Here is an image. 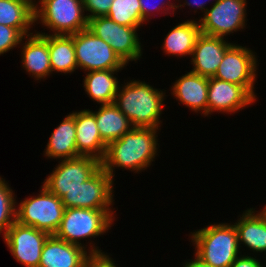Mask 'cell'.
<instances>
[{"instance_id": "1", "label": "cell", "mask_w": 266, "mask_h": 267, "mask_svg": "<svg viewBox=\"0 0 266 267\" xmlns=\"http://www.w3.org/2000/svg\"><path fill=\"white\" fill-rule=\"evenodd\" d=\"M161 129L133 127L120 139L111 141L106 146L101 167L113 178L115 169L121 168L141 173L151 166L159 149L158 134Z\"/></svg>"}, {"instance_id": "2", "label": "cell", "mask_w": 266, "mask_h": 267, "mask_svg": "<svg viewBox=\"0 0 266 267\" xmlns=\"http://www.w3.org/2000/svg\"><path fill=\"white\" fill-rule=\"evenodd\" d=\"M125 84V85H124ZM114 105L129 119L133 127L160 129L166 90L154 88L145 81L124 80Z\"/></svg>"}, {"instance_id": "3", "label": "cell", "mask_w": 266, "mask_h": 267, "mask_svg": "<svg viewBox=\"0 0 266 267\" xmlns=\"http://www.w3.org/2000/svg\"><path fill=\"white\" fill-rule=\"evenodd\" d=\"M116 211L112 209L65 208L61 224L54 234L66 242L87 248L90 254L105 253L91 239L106 234L114 224ZM91 242L81 243L84 239ZM90 238V239H89ZM94 243V244H93Z\"/></svg>"}, {"instance_id": "4", "label": "cell", "mask_w": 266, "mask_h": 267, "mask_svg": "<svg viewBox=\"0 0 266 267\" xmlns=\"http://www.w3.org/2000/svg\"><path fill=\"white\" fill-rule=\"evenodd\" d=\"M194 231L189 235L194 253L212 267H230L242 253L237 230L231 222L209 224Z\"/></svg>"}, {"instance_id": "5", "label": "cell", "mask_w": 266, "mask_h": 267, "mask_svg": "<svg viewBox=\"0 0 266 267\" xmlns=\"http://www.w3.org/2000/svg\"><path fill=\"white\" fill-rule=\"evenodd\" d=\"M35 25L42 23L52 35H72L88 28L82 0H35Z\"/></svg>"}, {"instance_id": "6", "label": "cell", "mask_w": 266, "mask_h": 267, "mask_svg": "<svg viewBox=\"0 0 266 267\" xmlns=\"http://www.w3.org/2000/svg\"><path fill=\"white\" fill-rule=\"evenodd\" d=\"M64 210L61 198L41 185L39 194L16 202V221L54 235L61 224Z\"/></svg>"}, {"instance_id": "7", "label": "cell", "mask_w": 266, "mask_h": 267, "mask_svg": "<svg viewBox=\"0 0 266 267\" xmlns=\"http://www.w3.org/2000/svg\"><path fill=\"white\" fill-rule=\"evenodd\" d=\"M139 28L119 25L107 16L88 20V29L108 43L126 65L142 58L143 48L137 33Z\"/></svg>"}, {"instance_id": "8", "label": "cell", "mask_w": 266, "mask_h": 267, "mask_svg": "<svg viewBox=\"0 0 266 267\" xmlns=\"http://www.w3.org/2000/svg\"><path fill=\"white\" fill-rule=\"evenodd\" d=\"M78 69L85 72L94 70H123L127 65L111 46L88 28L73 34Z\"/></svg>"}, {"instance_id": "9", "label": "cell", "mask_w": 266, "mask_h": 267, "mask_svg": "<svg viewBox=\"0 0 266 267\" xmlns=\"http://www.w3.org/2000/svg\"><path fill=\"white\" fill-rule=\"evenodd\" d=\"M247 0H217L198 20L201 33L226 38L247 25Z\"/></svg>"}, {"instance_id": "10", "label": "cell", "mask_w": 266, "mask_h": 267, "mask_svg": "<svg viewBox=\"0 0 266 267\" xmlns=\"http://www.w3.org/2000/svg\"><path fill=\"white\" fill-rule=\"evenodd\" d=\"M255 53L247 46L233 43L226 50L214 78L243 86L257 100L254 85L259 63Z\"/></svg>"}, {"instance_id": "11", "label": "cell", "mask_w": 266, "mask_h": 267, "mask_svg": "<svg viewBox=\"0 0 266 267\" xmlns=\"http://www.w3.org/2000/svg\"><path fill=\"white\" fill-rule=\"evenodd\" d=\"M114 180L100 167L90 178L79 187L67 191L61 197L65 208L115 209Z\"/></svg>"}, {"instance_id": "12", "label": "cell", "mask_w": 266, "mask_h": 267, "mask_svg": "<svg viewBox=\"0 0 266 267\" xmlns=\"http://www.w3.org/2000/svg\"><path fill=\"white\" fill-rule=\"evenodd\" d=\"M101 163L91 156H78L58 161V165L44 179L43 186L61 198L67 191L73 190L90 178Z\"/></svg>"}, {"instance_id": "13", "label": "cell", "mask_w": 266, "mask_h": 267, "mask_svg": "<svg viewBox=\"0 0 266 267\" xmlns=\"http://www.w3.org/2000/svg\"><path fill=\"white\" fill-rule=\"evenodd\" d=\"M49 236L45 231L15 221L2 237L17 262L24 267H38L43 246Z\"/></svg>"}, {"instance_id": "14", "label": "cell", "mask_w": 266, "mask_h": 267, "mask_svg": "<svg viewBox=\"0 0 266 267\" xmlns=\"http://www.w3.org/2000/svg\"><path fill=\"white\" fill-rule=\"evenodd\" d=\"M208 116L214 112L235 114L253 105L257 100L240 85L208 78Z\"/></svg>"}, {"instance_id": "15", "label": "cell", "mask_w": 266, "mask_h": 267, "mask_svg": "<svg viewBox=\"0 0 266 267\" xmlns=\"http://www.w3.org/2000/svg\"><path fill=\"white\" fill-rule=\"evenodd\" d=\"M21 40V65L27 74L41 81L52 74L48 50V32L35 31ZM25 39V42L23 41Z\"/></svg>"}, {"instance_id": "16", "label": "cell", "mask_w": 266, "mask_h": 267, "mask_svg": "<svg viewBox=\"0 0 266 267\" xmlns=\"http://www.w3.org/2000/svg\"><path fill=\"white\" fill-rule=\"evenodd\" d=\"M227 39L201 33L192 52L190 71L203 77H214L226 50L233 44Z\"/></svg>"}, {"instance_id": "17", "label": "cell", "mask_w": 266, "mask_h": 267, "mask_svg": "<svg viewBox=\"0 0 266 267\" xmlns=\"http://www.w3.org/2000/svg\"><path fill=\"white\" fill-rule=\"evenodd\" d=\"M171 95L182 105L208 117V78L191 71L180 76L171 87ZM201 111V112H200Z\"/></svg>"}, {"instance_id": "18", "label": "cell", "mask_w": 266, "mask_h": 267, "mask_svg": "<svg viewBox=\"0 0 266 267\" xmlns=\"http://www.w3.org/2000/svg\"><path fill=\"white\" fill-rule=\"evenodd\" d=\"M256 208L244 210L234 224L238 233L240 250L242 246L253 252L266 254V212ZM240 217V218H239ZM242 245V246H241Z\"/></svg>"}, {"instance_id": "19", "label": "cell", "mask_w": 266, "mask_h": 267, "mask_svg": "<svg viewBox=\"0 0 266 267\" xmlns=\"http://www.w3.org/2000/svg\"><path fill=\"white\" fill-rule=\"evenodd\" d=\"M76 147L81 156L104 158L107 144L102 140L93 110L74 111Z\"/></svg>"}, {"instance_id": "20", "label": "cell", "mask_w": 266, "mask_h": 267, "mask_svg": "<svg viewBox=\"0 0 266 267\" xmlns=\"http://www.w3.org/2000/svg\"><path fill=\"white\" fill-rule=\"evenodd\" d=\"M89 255L84 247L50 235L43 246L38 267H84Z\"/></svg>"}, {"instance_id": "21", "label": "cell", "mask_w": 266, "mask_h": 267, "mask_svg": "<svg viewBox=\"0 0 266 267\" xmlns=\"http://www.w3.org/2000/svg\"><path fill=\"white\" fill-rule=\"evenodd\" d=\"M43 155L48 159L64 160L81 156L76 147L74 111L63 118L53 130Z\"/></svg>"}, {"instance_id": "22", "label": "cell", "mask_w": 266, "mask_h": 267, "mask_svg": "<svg viewBox=\"0 0 266 267\" xmlns=\"http://www.w3.org/2000/svg\"><path fill=\"white\" fill-rule=\"evenodd\" d=\"M196 19L185 20L168 31L161 45L167 56L191 58L196 40L201 34L198 18Z\"/></svg>"}, {"instance_id": "23", "label": "cell", "mask_w": 266, "mask_h": 267, "mask_svg": "<svg viewBox=\"0 0 266 267\" xmlns=\"http://www.w3.org/2000/svg\"><path fill=\"white\" fill-rule=\"evenodd\" d=\"M121 70H94L86 72L83 79L84 91L94 102L100 105L113 104L119 91V79L116 73Z\"/></svg>"}, {"instance_id": "24", "label": "cell", "mask_w": 266, "mask_h": 267, "mask_svg": "<svg viewBox=\"0 0 266 267\" xmlns=\"http://www.w3.org/2000/svg\"><path fill=\"white\" fill-rule=\"evenodd\" d=\"M34 1L0 0V24L16 28L23 36L34 33L32 31L33 26L35 28Z\"/></svg>"}, {"instance_id": "25", "label": "cell", "mask_w": 266, "mask_h": 267, "mask_svg": "<svg viewBox=\"0 0 266 267\" xmlns=\"http://www.w3.org/2000/svg\"><path fill=\"white\" fill-rule=\"evenodd\" d=\"M48 50L52 74H72L78 69L72 35L48 34Z\"/></svg>"}, {"instance_id": "26", "label": "cell", "mask_w": 266, "mask_h": 267, "mask_svg": "<svg viewBox=\"0 0 266 267\" xmlns=\"http://www.w3.org/2000/svg\"><path fill=\"white\" fill-rule=\"evenodd\" d=\"M97 127L102 140L108 144L120 139L133 126L129 119L113 104L100 105L94 111Z\"/></svg>"}, {"instance_id": "27", "label": "cell", "mask_w": 266, "mask_h": 267, "mask_svg": "<svg viewBox=\"0 0 266 267\" xmlns=\"http://www.w3.org/2000/svg\"><path fill=\"white\" fill-rule=\"evenodd\" d=\"M106 16L119 25L141 27L145 24L139 0H113Z\"/></svg>"}, {"instance_id": "28", "label": "cell", "mask_w": 266, "mask_h": 267, "mask_svg": "<svg viewBox=\"0 0 266 267\" xmlns=\"http://www.w3.org/2000/svg\"><path fill=\"white\" fill-rule=\"evenodd\" d=\"M10 184L0 176V236L16 221V195Z\"/></svg>"}, {"instance_id": "29", "label": "cell", "mask_w": 266, "mask_h": 267, "mask_svg": "<svg viewBox=\"0 0 266 267\" xmlns=\"http://www.w3.org/2000/svg\"><path fill=\"white\" fill-rule=\"evenodd\" d=\"M139 2L141 5V16H142V19L146 23H148L149 20H151L156 15V12L157 14H160V11H161V14H165V16L167 14H170V15L175 14L176 13L175 11L178 5L176 4V2L175 4L174 2L172 3V0H168V1L160 0V2H158L157 0H153L152 3H151V0H139Z\"/></svg>"}, {"instance_id": "30", "label": "cell", "mask_w": 266, "mask_h": 267, "mask_svg": "<svg viewBox=\"0 0 266 267\" xmlns=\"http://www.w3.org/2000/svg\"><path fill=\"white\" fill-rule=\"evenodd\" d=\"M23 37L16 28L0 24V55L20 46Z\"/></svg>"}, {"instance_id": "31", "label": "cell", "mask_w": 266, "mask_h": 267, "mask_svg": "<svg viewBox=\"0 0 266 267\" xmlns=\"http://www.w3.org/2000/svg\"><path fill=\"white\" fill-rule=\"evenodd\" d=\"M87 19L106 16L113 0H82ZM88 12V13H87Z\"/></svg>"}, {"instance_id": "32", "label": "cell", "mask_w": 266, "mask_h": 267, "mask_svg": "<svg viewBox=\"0 0 266 267\" xmlns=\"http://www.w3.org/2000/svg\"><path fill=\"white\" fill-rule=\"evenodd\" d=\"M90 254L84 264V267H119L114 262V259L110 257V254Z\"/></svg>"}, {"instance_id": "33", "label": "cell", "mask_w": 266, "mask_h": 267, "mask_svg": "<svg viewBox=\"0 0 266 267\" xmlns=\"http://www.w3.org/2000/svg\"><path fill=\"white\" fill-rule=\"evenodd\" d=\"M263 262L257 256L253 257L246 252L242 253L236 258V260L230 265V267H263Z\"/></svg>"}, {"instance_id": "34", "label": "cell", "mask_w": 266, "mask_h": 267, "mask_svg": "<svg viewBox=\"0 0 266 267\" xmlns=\"http://www.w3.org/2000/svg\"><path fill=\"white\" fill-rule=\"evenodd\" d=\"M177 1H178L177 4H179V2H180V4L177 5V8L176 9H179L180 8V10H181L182 7H186V6L191 7L192 6V8L194 7V11H192V12L196 13V12H198L197 10L199 9V10H201L203 12L202 15H204L205 11L209 8V7H207L205 5L206 2H208L209 0H206V1L202 0L201 2H200V0H192V1L189 0V2H188V0H183V1L182 0H177ZM216 1L217 0H213L212 2L215 3Z\"/></svg>"}, {"instance_id": "35", "label": "cell", "mask_w": 266, "mask_h": 267, "mask_svg": "<svg viewBox=\"0 0 266 267\" xmlns=\"http://www.w3.org/2000/svg\"><path fill=\"white\" fill-rule=\"evenodd\" d=\"M194 258V259H193ZM191 260H185V262H183V267H212L210 264L202 261L199 257H197L196 255H194Z\"/></svg>"}, {"instance_id": "36", "label": "cell", "mask_w": 266, "mask_h": 267, "mask_svg": "<svg viewBox=\"0 0 266 267\" xmlns=\"http://www.w3.org/2000/svg\"><path fill=\"white\" fill-rule=\"evenodd\" d=\"M265 255H266V254H265ZM263 258L266 259V256H265V257L263 256ZM264 262H266V260H265ZM264 264H265V265H264ZM264 264H262V266H263V267H264V266L266 267V263H264Z\"/></svg>"}]
</instances>
